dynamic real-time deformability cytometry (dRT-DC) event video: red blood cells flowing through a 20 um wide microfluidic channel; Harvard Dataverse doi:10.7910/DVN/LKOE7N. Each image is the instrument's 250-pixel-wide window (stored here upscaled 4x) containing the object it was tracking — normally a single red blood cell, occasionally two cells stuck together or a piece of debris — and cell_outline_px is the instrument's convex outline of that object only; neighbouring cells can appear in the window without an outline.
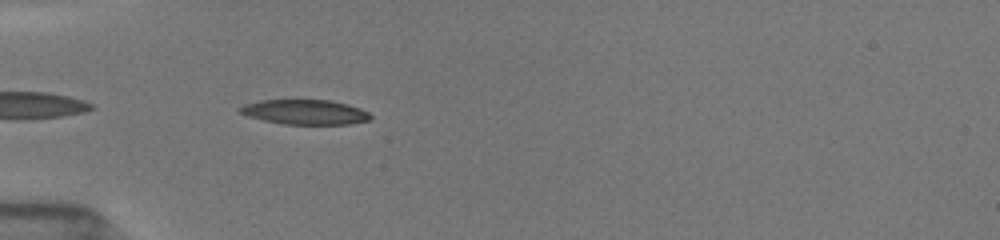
{"species": "common noctule bat (a hibernating species)", "species_latin": "Nyctalus noctula", "temperature_condition": "room temperature", "stored_images_in_passage": 10, "camera_frame_rate_fps": 3000, "um_per_image_px": 0.085, "animal": {"sex": "female", "body_mass_g": 19.5, "forearm_length_mm": 54.1}, "frame": {"image": 1, "passage_image": 1, "time_ms": 0.0, "image_size_px": [1000, 240], "cell_outline_px": [[372, 116], [368, 120], [352, 124], [284, 124], [264, 120], [248, 116], [240, 112], [236, 108], [244, 104], [260, 100], [332, 100], [348, 104], [360, 108], [368, 112]], "centroid_in_image_um": [25.92, 9.52], "position_along_channel_um": 59.1, "area_um2": 18.9}}
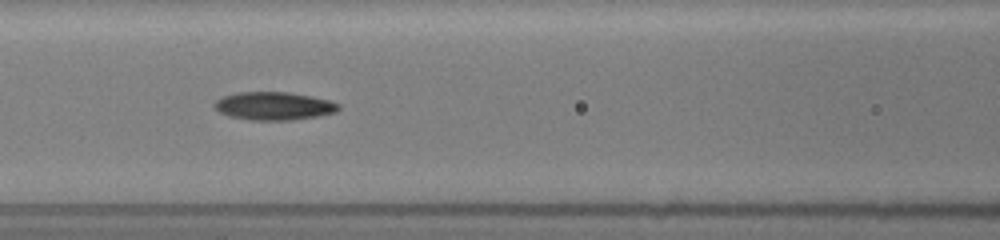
{"frame": {"image": 2, "passage_image": 6, "time_ms": 2.333, "image_size_px": [1000, 240], "cell_outline_px": [[340, 108], [336, 112], [320, 116], [292, 120], [252, 120], [228, 116], [220, 112], [212, 104], [220, 96], [236, 92], [288, 92], [328, 100], [340, 104]], "centroid_in_image_um": [23.25, 9.01], "position_along_channel_um": 143.3, "area_um2": 20.4}}
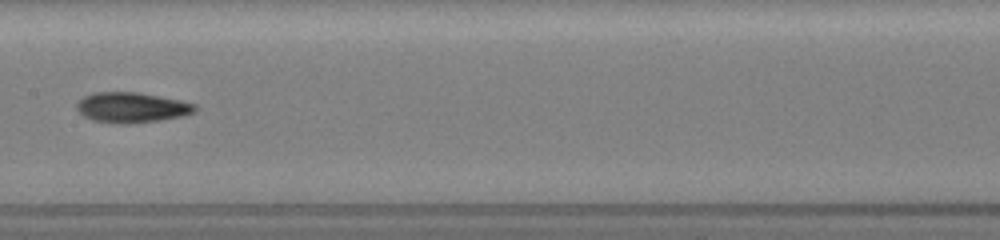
{"frame": {"image": 3, "passage_image": 9, "time_ms": 3.667, "image_size_px": [1000, 240], "cell_outline_px": [[196, 112], [184, 116], [160, 120], [128, 124], [124, 124], [92, 120], [84, 116], [76, 108], [76, 104], [84, 96], [92, 92], [140, 92], [180, 100], [196, 104]], "centroid_in_image_um": [11.22, 9.13], "position_along_channel_um": 196.2, "area_um2": 20.98}}